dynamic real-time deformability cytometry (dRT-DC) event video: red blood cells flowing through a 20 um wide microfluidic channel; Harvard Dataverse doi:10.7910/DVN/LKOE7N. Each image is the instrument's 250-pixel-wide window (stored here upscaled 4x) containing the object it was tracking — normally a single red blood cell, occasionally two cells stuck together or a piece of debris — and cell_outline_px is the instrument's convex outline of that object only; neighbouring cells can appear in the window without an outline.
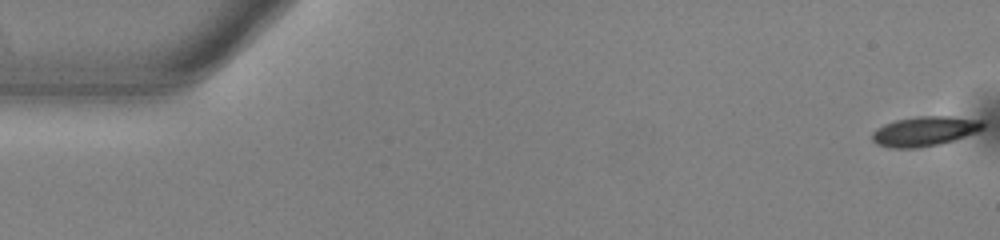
{"species": "common noctule bat (a hibernating species)", "species_latin": "Nyctalus noctula", "temperature_condition": "warm", "stored_images_in_passage": 15, "camera_frame_rate_fps": 3000, "um_per_image_px": 0.085, "animal": {"sex": "male", "body_mass_g": 13.0, "forearm_length_mm": 53.1}, "frame": {"image": 1, "passage_image": 1, "time_ms": 0.0, "image_size_px": [1000, 240], "cell_outline_px": [[984, 128], [976, 132], [940, 144], [920, 148], [888, 148], [876, 144], [872, 140], [872, 132], [876, 128], [884, 124], [896, 120], [916, 116], [948, 116], [980, 120], [984, 124]], "centroid_in_image_um": [78.54, 11.16], "position_along_channel_um": 6.5, "area_um2": 19.19}}
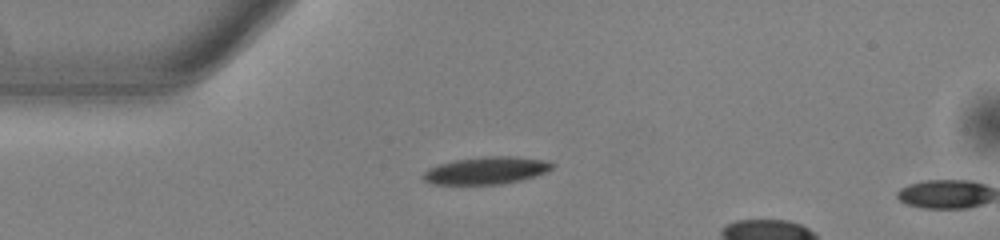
{"frame": {"image": 2, "passage_image": 14, "time_ms": 4.333, "image_size_px": [1000, 240], "cell_outline_px": [[556, 164], [552, 168], [536, 176], [520, 180], [500, 184], [432, 184], [424, 180], [420, 176], [428, 168], [440, 164], [456, 160], [488, 156], [512, 156], [548, 160]], "centroid_in_image_um": [41.34, 14.49], "position_along_channel_um": 43.7, "area_um2": 20.52}}